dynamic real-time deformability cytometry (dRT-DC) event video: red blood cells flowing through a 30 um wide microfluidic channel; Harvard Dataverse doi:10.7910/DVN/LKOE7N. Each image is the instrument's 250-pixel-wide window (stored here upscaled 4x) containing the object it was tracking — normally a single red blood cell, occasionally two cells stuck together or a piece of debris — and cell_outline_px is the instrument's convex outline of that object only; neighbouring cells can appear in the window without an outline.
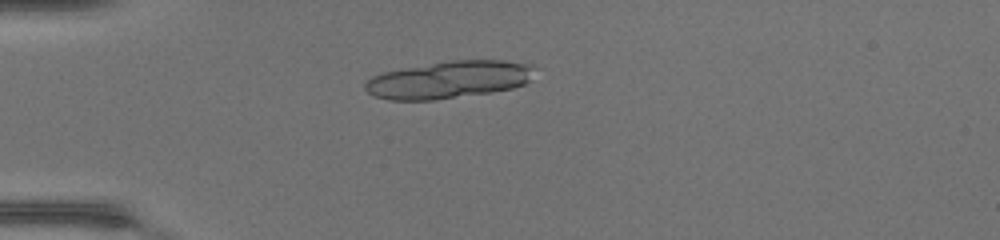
{"species": "common noctule bat (a hibernating species)", "species_latin": "Nyctalus noctula", "temperature_condition": "warm", "stored_images_in_passage": 19, "camera_frame_rate_fps": 3000, "um_per_image_px": 0.085, "animal": {"sex": "female", "body_mass_g": 17.0, "forearm_length_mm": 48.0}, "frame": {"image": 1, "passage_image": 14, "time_ms": 4.333, "image_size_px": [1000, 240], "cell_outline_px": [[540, 68], [524, 84], [512, 88], [492, 92], [432, 100], [388, 100], [376, 96], [368, 92], [364, 88], [364, 84], [372, 76], [384, 72], [452, 60], [500, 60], [536, 64]], "centroid_in_image_um": [38.24, 6.77], "position_along_channel_um": 46.8, "area_um2": 36.88}}